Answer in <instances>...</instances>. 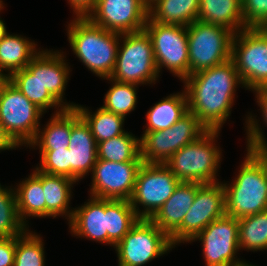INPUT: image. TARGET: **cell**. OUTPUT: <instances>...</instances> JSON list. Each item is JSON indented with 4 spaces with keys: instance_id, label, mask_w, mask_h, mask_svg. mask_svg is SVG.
<instances>
[{
    "instance_id": "74e56055",
    "label": "cell",
    "mask_w": 267,
    "mask_h": 266,
    "mask_svg": "<svg viewBox=\"0 0 267 266\" xmlns=\"http://www.w3.org/2000/svg\"><path fill=\"white\" fill-rule=\"evenodd\" d=\"M241 8L246 28L267 25V0H241Z\"/></svg>"
},
{
    "instance_id": "2e32d148",
    "label": "cell",
    "mask_w": 267,
    "mask_h": 266,
    "mask_svg": "<svg viewBox=\"0 0 267 266\" xmlns=\"http://www.w3.org/2000/svg\"><path fill=\"white\" fill-rule=\"evenodd\" d=\"M148 8L146 0H97L86 17L110 32L136 33L144 30Z\"/></svg>"
},
{
    "instance_id": "8d00e7d4",
    "label": "cell",
    "mask_w": 267,
    "mask_h": 266,
    "mask_svg": "<svg viewBox=\"0 0 267 266\" xmlns=\"http://www.w3.org/2000/svg\"><path fill=\"white\" fill-rule=\"evenodd\" d=\"M40 163L35 167L46 174L70 178L69 149L39 150Z\"/></svg>"
},
{
    "instance_id": "4316f807",
    "label": "cell",
    "mask_w": 267,
    "mask_h": 266,
    "mask_svg": "<svg viewBox=\"0 0 267 266\" xmlns=\"http://www.w3.org/2000/svg\"><path fill=\"white\" fill-rule=\"evenodd\" d=\"M71 130L72 109H65L63 112L53 114L45 127L41 129L40 126L34 140L27 147L39 150L67 149Z\"/></svg>"
},
{
    "instance_id": "83f0119b",
    "label": "cell",
    "mask_w": 267,
    "mask_h": 266,
    "mask_svg": "<svg viewBox=\"0 0 267 266\" xmlns=\"http://www.w3.org/2000/svg\"><path fill=\"white\" fill-rule=\"evenodd\" d=\"M188 112L185 90L162 98L146 113L147 124L143 132L162 131L173 126Z\"/></svg>"
},
{
    "instance_id": "52a82bcc",
    "label": "cell",
    "mask_w": 267,
    "mask_h": 266,
    "mask_svg": "<svg viewBox=\"0 0 267 266\" xmlns=\"http://www.w3.org/2000/svg\"><path fill=\"white\" fill-rule=\"evenodd\" d=\"M231 59L246 90L267 88V34L261 28L234 34Z\"/></svg>"
},
{
    "instance_id": "d6986e66",
    "label": "cell",
    "mask_w": 267,
    "mask_h": 266,
    "mask_svg": "<svg viewBox=\"0 0 267 266\" xmlns=\"http://www.w3.org/2000/svg\"><path fill=\"white\" fill-rule=\"evenodd\" d=\"M8 80L44 113L50 108L54 113L65 108L44 88L41 81V50L32 58L26 68L14 72Z\"/></svg>"
},
{
    "instance_id": "d6a6232c",
    "label": "cell",
    "mask_w": 267,
    "mask_h": 266,
    "mask_svg": "<svg viewBox=\"0 0 267 266\" xmlns=\"http://www.w3.org/2000/svg\"><path fill=\"white\" fill-rule=\"evenodd\" d=\"M111 82V87L104 96V104L101 106L107 111L113 112L126 119L127 114L133 112L138 102V85L123 83L114 79L103 78Z\"/></svg>"
},
{
    "instance_id": "60d3db41",
    "label": "cell",
    "mask_w": 267,
    "mask_h": 266,
    "mask_svg": "<svg viewBox=\"0 0 267 266\" xmlns=\"http://www.w3.org/2000/svg\"><path fill=\"white\" fill-rule=\"evenodd\" d=\"M16 148H20L19 145L7 133L0 122V153L5 150H16Z\"/></svg>"
},
{
    "instance_id": "b9f144b4",
    "label": "cell",
    "mask_w": 267,
    "mask_h": 266,
    "mask_svg": "<svg viewBox=\"0 0 267 266\" xmlns=\"http://www.w3.org/2000/svg\"><path fill=\"white\" fill-rule=\"evenodd\" d=\"M246 149H249L257 157L267 173V144H249Z\"/></svg>"
},
{
    "instance_id": "836d02e7",
    "label": "cell",
    "mask_w": 267,
    "mask_h": 266,
    "mask_svg": "<svg viewBox=\"0 0 267 266\" xmlns=\"http://www.w3.org/2000/svg\"><path fill=\"white\" fill-rule=\"evenodd\" d=\"M28 229L19 217L14 187L0 183V237L20 236Z\"/></svg>"
},
{
    "instance_id": "7dc6e473",
    "label": "cell",
    "mask_w": 267,
    "mask_h": 266,
    "mask_svg": "<svg viewBox=\"0 0 267 266\" xmlns=\"http://www.w3.org/2000/svg\"><path fill=\"white\" fill-rule=\"evenodd\" d=\"M244 266H256V265H253V264L249 263V261H248V263H246Z\"/></svg>"
},
{
    "instance_id": "7a4b0ae2",
    "label": "cell",
    "mask_w": 267,
    "mask_h": 266,
    "mask_svg": "<svg viewBox=\"0 0 267 266\" xmlns=\"http://www.w3.org/2000/svg\"><path fill=\"white\" fill-rule=\"evenodd\" d=\"M73 54L96 77L109 78L115 68L120 34L92 23L87 17H73L66 25Z\"/></svg>"
},
{
    "instance_id": "8fae6325",
    "label": "cell",
    "mask_w": 267,
    "mask_h": 266,
    "mask_svg": "<svg viewBox=\"0 0 267 266\" xmlns=\"http://www.w3.org/2000/svg\"><path fill=\"white\" fill-rule=\"evenodd\" d=\"M179 183L165 164L144 162L137 174L130 205L140 219H150L172 196Z\"/></svg>"
},
{
    "instance_id": "1f68e13d",
    "label": "cell",
    "mask_w": 267,
    "mask_h": 266,
    "mask_svg": "<svg viewBox=\"0 0 267 266\" xmlns=\"http://www.w3.org/2000/svg\"><path fill=\"white\" fill-rule=\"evenodd\" d=\"M240 251L267 250V210L238 219Z\"/></svg>"
},
{
    "instance_id": "30bf717a",
    "label": "cell",
    "mask_w": 267,
    "mask_h": 266,
    "mask_svg": "<svg viewBox=\"0 0 267 266\" xmlns=\"http://www.w3.org/2000/svg\"><path fill=\"white\" fill-rule=\"evenodd\" d=\"M175 247L150 219H139L114 247L118 266H144Z\"/></svg>"
},
{
    "instance_id": "ee69618b",
    "label": "cell",
    "mask_w": 267,
    "mask_h": 266,
    "mask_svg": "<svg viewBox=\"0 0 267 266\" xmlns=\"http://www.w3.org/2000/svg\"><path fill=\"white\" fill-rule=\"evenodd\" d=\"M7 79H8V78H6V77L0 75V91H1V87H2L3 83H4Z\"/></svg>"
},
{
    "instance_id": "6da1fadb",
    "label": "cell",
    "mask_w": 267,
    "mask_h": 266,
    "mask_svg": "<svg viewBox=\"0 0 267 266\" xmlns=\"http://www.w3.org/2000/svg\"><path fill=\"white\" fill-rule=\"evenodd\" d=\"M182 83L188 111L208 130H221L231 116L237 88H245L232 59L189 75Z\"/></svg>"
},
{
    "instance_id": "f6af8a7d",
    "label": "cell",
    "mask_w": 267,
    "mask_h": 266,
    "mask_svg": "<svg viewBox=\"0 0 267 266\" xmlns=\"http://www.w3.org/2000/svg\"><path fill=\"white\" fill-rule=\"evenodd\" d=\"M261 29L267 34V25L261 27Z\"/></svg>"
},
{
    "instance_id": "d4e9b609",
    "label": "cell",
    "mask_w": 267,
    "mask_h": 266,
    "mask_svg": "<svg viewBox=\"0 0 267 266\" xmlns=\"http://www.w3.org/2000/svg\"><path fill=\"white\" fill-rule=\"evenodd\" d=\"M200 0H151L148 17L160 24L188 26L198 20Z\"/></svg>"
},
{
    "instance_id": "9c48e42d",
    "label": "cell",
    "mask_w": 267,
    "mask_h": 266,
    "mask_svg": "<svg viewBox=\"0 0 267 266\" xmlns=\"http://www.w3.org/2000/svg\"><path fill=\"white\" fill-rule=\"evenodd\" d=\"M144 30L152 40L159 75L165 67L181 82L186 79L189 76L187 27L160 24L148 17Z\"/></svg>"
},
{
    "instance_id": "277c9868",
    "label": "cell",
    "mask_w": 267,
    "mask_h": 266,
    "mask_svg": "<svg viewBox=\"0 0 267 266\" xmlns=\"http://www.w3.org/2000/svg\"><path fill=\"white\" fill-rule=\"evenodd\" d=\"M221 130H207L191 144L183 146L164 164L184 182L210 184L217 178L222 161V151L216 144Z\"/></svg>"
},
{
    "instance_id": "4dcf8cb0",
    "label": "cell",
    "mask_w": 267,
    "mask_h": 266,
    "mask_svg": "<svg viewBox=\"0 0 267 266\" xmlns=\"http://www.w3.org/2000/svg\"><path fill=\"white\" fill-rule=\"evenodd\" d=\"M97 158L114 162L143 161L140 138L126 131L117 137L97 143Z\"/></svg>"
},
{
    "instance_id": "ab89813d",
    "label": "cell",
    "mask_w": 267,
    "mask_h": 266,
    "mask_svg": "<svg viewBox=\"0 0 267 266\" xmlns=\"http://www.w3.org/2000/svg\"><path fill=\"white\" fill-rule=\"evenodd\" d=\"M74 17H86L94 8L97 0H67Z\"/></svg>"
},
{
    "instance_id": "bcb514c9",
    "label": "cell",
    "mask_w": 267,
    "mask_h": 266,
    "mask_svg": "<svg viewBox=\"0 0 267 266\" xmlns=\"http://www.w3.org/2000/svg\"><path fill=\"white\" fill-rule=\"evenodd\" d=\"M3 0H0V8H2L3 6H5V4L3 3Z\"/></svg>"
},
{
    "instance_id": "ffe728a7",
    "label": "cell",
    "mask_w": 267,
    "mask_h": 266,
    "mask_svg": "<svg viewBox=\"0 0 267 266\" xmlns=\"http://www.w3.org/2000/svg\"><path fill=\"white\" fill-rule=\"evenodd\" d=\"M64 53L63 50L41 49V81L44 88L65 109H75L77 104L67 102L64 98L72 71Z\"/></svg>"
},
{
    "instance_id": "4fadbf2b",
    "label": "cell",
    "mask_w": 267,
    "mask_h": 266,
    "mask_svg": "<svg viewBox=\"0 0 267 266\" xmlns=\"http://www.w3.org/2000/svg\"><path fill=\"white\" fill-rule=\"evenodd\" d=\"M225 191L223 183L201 184L197 182V192L190 210L181 225L169 236L174 247L191 242L211 222L224 216Z\"/></svg>"
},
{
    "instance_id": "cb8c5ba5",
    "label": "cell",
    "mask_w": 267,
    "mask_h": 266,
    "mask_svg": "<svg viewBox=\"0 0 267 266\" xmlns=\"http://www.w3.org/2000/svg\"><path fill=\"white\" fill-rule=\"evenodd\" d=\"M76 182L65 176L49 175L42 172V188L46 202V217L61 216L69 222L73 215L70 207L72 188ZM71 208V209H70Z\"/></svg>"
},
{
    "instance_id": "7bdbcfd3",
    "label": "cell",
    "mask_w": 267,
    "mask_h": 266,
    "mask_svg": "<svg viewBox=\"0 0 267 266\" xmlns=\"http://www.w3.org/2000/svg\"><path fill=\"white\" fill-rule=\"evenodd\" d=\"M5 7L3 6L2 8H0V13L1 11L4 9ZM5 21H3L1 19L0 16V42L4 39V37L9 33L7 31V27H6V23H4Z\"/></svg>"
},
{
    "instance_id": "d590c367",
    "label": "cell",
    "mask_w": 267,
    "mask_h": 266,
    "mask_svg": "<svg viewBox=\"0 0 267 266\" xmlns=\"http://www.w3.org/2000/svg\"><path fill=\"white\" fill-rule=\"evenodd\" d=\"M255 94V100L257 105L260 107L261 112V118H262V124L265 126L261 127V124H259L260 120L256 119L257 116L253 115L252 112L248 113L246 115L245 119V129H246V147L249 144H267V138L264 134V127H267V88H258L255 90H252ZM263 128V130H262Z\"/></svg>"
},
{
    "instance_id": "f1b7e54d",
    "label": "cell",
    "mask_w": 267,
    "mask_h": 266,
    "mask_svg": "<svg viewBox=\"0 0 267 266\" xmlns=\"http://www.w3.org/2000/svg\"><path fill=\"white\" fill-rule=\"evenodd\" d=\"M107 245L113 248L140 219L128 200L105 199Z\"/></svg>"
},
{
    "instance_id": "3957f363",
    "label": "cell",
    "mask_w": 267,
    "mask_h": 266,
    "mask_svg": "<svg viewBox=\"0 0 267 266\" xmlns=\"http://www.w3.org/2000/svg\"><path fill=\"white\" fill-rule=\"evenodd\" d=\"M245 155L231 183L222 182L225 213L237 219L267 210V173L249 149Z\"/></svg>"
},
{
    "instance_id": "ba28073f",
    "label": "cell",
    "mask_w": 267,
    "mask_h": 266,
    "mask_svg": "<svg viewBox=\"0 0 267 266\" xmlns=\"http://www.w3.org/2000/svg\"><path fill=\"white\" fill-rule=\"evenodd\" d=\"M44 112L22 94L8 79L0 91V122L19 146L34 140Z\"/></svg>"
},
{
    "instance_id": "44dd1931",
    "label": "cell",
    "mask_w": 267,
    "mask_h": 266,
    "mask_svg": "<svg viewBox=\"0 0 267 266\" xmlns=\"http://www.w3.org/2000/svg\"><path fill=\"white\" fill-rule=\"evenodd\" d=\"M197 192V182L180 181L172 196L150 218V220L168 236L182 223L190 210Z\"/></svg>"
},
{
    "instance_id": "9a60e30c",
    "label": "cell",
    "mask_w": 267,
    "mask_h": 266,
    "mask_svg": "<svg viewBox=\"0 0 267 266\" xmlns=\"http://www.w3.org/2000/svg\"><path fill=\"white\" fill-rule=\"evenodd\" d=\"M143 163L144 161L114 162L97 159L90 176L92 181L89 196L129 201Z\"/></svg>"
},
{
    "instance_id": "ac0fdd59",
    "label": "cell",
    "mask_w": 267,
    "mask_h": 266,
    "mask_svg": "<svg viewBox=\"0 0 267 266\" xmlns=\"http://www.w3.org/2000/svg\"><path fill=\"white\" fill-rule=\"evenodd\" d=\"M68 225L72 236L107 244L105 199L90 196L83 205L74 208Z\"/></svg>"
},
{
    "instance_id": "f35d334b",
    "label": "cell",
    "mask_w": 267,
    "mask_h": 266,
    "mask_svg": "<svg viewBox=\"0 0 267 266\" xmlns=\"http://www.w3.org/2000/svg\"><path fill=\"white\" fill-rule=\"evenodd\" d=\"M16 236L0 237V266H14Z\"/></svg>"
},
{
    "instance_id": "603a6c76",
    "label": "cell",
    "mask_w": 267,
    "mask_h": 266,
    "mask_svg": "<svg viewBox=\"0 0 267 266\" xmlns=\"http://www.w3.org/2000/svg\"><path fill=\"white\" fill-rule=\"evenodd\" d=\"M36 45L26 36L8 33L0 42V75L9 78L14 72L26 68L42 49Z\"/></svg>"
},
{
    "instance_id": "e0dca14e",
    "label": "cell",
    "mask_w": 267,
    "mask_h": 266,
    "mask_svg": "<svg viewBox=\"0 0 267 266\" xmlns=\"http://www.w3.org/2000/svg\"><path fill=\"white\" fill-rule=\"evenodd\" d=\"M70 152V179L79 182L91 174L97 161V142L89 125L72 109V130L68 145Z\"/></svg>"
},
{
    "instance_id": "5b68a950",
    "label": "cell",
    "mask_w": 267,
    "mask_h": 266,
    "mask_svg": "<svg viewBox=\"0 0 267 266\" xmlns=\"http://www.w3.org/2000/svg\"><path fill=\"white\" fill-rule=\"evenodd\" d=\"M121 43V44H120ZM116 65L111 79L135 85L156 84L159 72L153 44L145 30L120 34Z\"/></svg>"
},
{
    "instance_id": "5bb4252c",
    "label": "cell",
    "mask_w": 267,
    "mask_h": 266,
    "mask_svg": "<svg viewBox=\"0 0 267 266\" xmlns=\"http://www.w3.org/2000/svg\"><path fill=\"white\" fill-rule=\"evenodd\" d=\"M201 241L205 266H244L246 260L238 258V219L229 215L211 222L190 243Z\"/></svg>"
},
{
    "instance_id": "f546056e",
    "label": "cell",
    "mask_w": 267,
    "mask_h": 266,
    "mask_svg": "<svg viewBox=\"0 0 267 266\" xmlns=\"http://www.w3.org/2000/svg\"><path fill=\"white\" fill-rule=\"evenodd\" d=\"M75 109L89 125L91 133L97 143L117 137L127 131L123 129L125 123L124 117L107 111L102 107L97 108L96 111L93 112L89 110L88 107L77 104Z\"/></svg>"
},
{
    "instance_id": "7402d4cb",
    "label": "cell",
    "mask_w": 267,
    "mask_h": 266,
    "mask_svg": "<svg viewBox=\"0 0 267 266\" xmlns=\"http://www.w3.org/2000/svg\"><path fill=\"white\" fill-rule=\"evenodd\" d=\"M21 221L29 228L30 217L46 218V202L42 188V172L36 167L14 187Z\"/></svg>"
},
{
    "instance_id": "e575fe53",
    "label": "cell",
    "mask_w": 267,
    "mask_h": 266,
    "mask_svg": "<svg viewBox=\"0 0 267 266\" xmlns=\"http://www.w3.org/2000/svg\"><path fill=\"white\" fill-rule=\"evenodd\" d=\"M41 234L28 229L16 236L14 266H45V245Z\"/></svg>"
},
{
    "instance_id": "8992f818",
    "label": "cell",
    "mask_w": 267,
    "mask_h": 266,
    "mask_svg": "<svg viewBox=\"0 0 267 266\" xmlns=\"http://www.w3.org/2000/svg\"><path fill=\"white\" fill-rule=\"evenodd\" d=\"M189 75L231 59L234 33L222 26L195 21L187 26Z\"/></svg>"
},
{
    "instance_id": "484cf974",
    "label": "cell",
    "mask_w": 267,
    "mask_h": 266,
    "mask_svg": "<svg viewBox=\"0 0 267 266\" xmlns=\"http://www.w3.org/2000/svg\"><path fill=\"white\" fill-rule=\"evenodd\" d=\"M198 21L225 27L234 34L246 28L241 0H200Z\"/></svg>"
},
{
    "instance_id": "7c38bea8",
    "label": "cell",
    "mask_w": 267,
    "mask_h": 266,
    "mask_svg": "<svg viewBox=\"0 0 267 266\" xmlns=\"http://www.w3.org/2000/svg\"><path fill=\"white\" fill-rule=\"evenodd\" d=\"M208 129L187 112L173 126L162 131L143 132L140 136V157L145 163H162L183 146L191 144Z\"/></svg>"
}]
</instances>
